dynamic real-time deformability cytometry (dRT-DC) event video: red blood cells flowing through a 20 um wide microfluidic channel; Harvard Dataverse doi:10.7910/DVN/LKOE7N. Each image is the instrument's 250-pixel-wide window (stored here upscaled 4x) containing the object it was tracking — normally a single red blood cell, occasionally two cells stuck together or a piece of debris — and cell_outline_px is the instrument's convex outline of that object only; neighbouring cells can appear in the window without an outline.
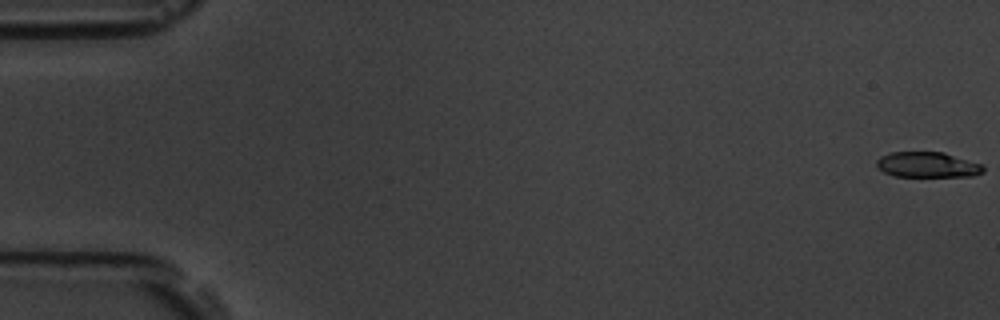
{"species": "common noctule bat (a hibernating species)", "species_latin": "Nyctalus noctula", "temperature_condition": "room temperature", "stored_images_in_passage": 7, "segment_of_instrument_passage": [2, 2], "camera_frame_rate_fps": 3000, "um_per_image_px": 0.085, "animal": {"sex": "male", "body_mass_g": 19.5, "forearm_length_mm": 54.6}, "frame": {"image": 1, "passage_image": 7, "time_ms": 7.0, "image_size_px": [1000, 320], "cell_outline_px": [[984, 172], [972, 176], [896, 176], [884, 172], [876, 164], [876, 160], [880, 156], [888, 152], [944, 152], [984, 164]], "centroid_in_image_um": [78.87, 13.99], "position_along_channel_um": 6.1, "area_um2": 15.9}}